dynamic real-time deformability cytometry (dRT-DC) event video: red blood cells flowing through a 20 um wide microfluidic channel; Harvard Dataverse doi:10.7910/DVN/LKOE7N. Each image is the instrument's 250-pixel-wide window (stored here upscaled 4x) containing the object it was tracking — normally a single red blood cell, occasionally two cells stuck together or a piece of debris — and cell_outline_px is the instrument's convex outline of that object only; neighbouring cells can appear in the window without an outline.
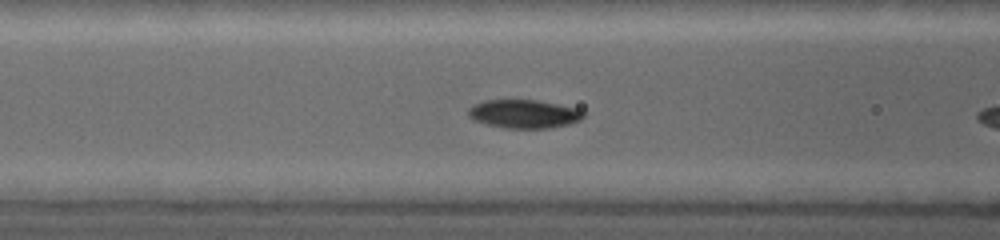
{"species": "common noctule bat (a hibernating species)", "species_latin": "Nyctalus noctula", "temperature_condition": "warm", "stored_images_in_passage": 34, "camera_frame_rate_fps": 5000, "um_per_image_px": 0.085, "animal": {"sex": "female", "body_mass_g": 19.0, "forearm_length_mm": 53.3}, "frame": {"image": 1, "passage_image": 9, "time_ms": 2.4, "image_size_px": [1000, 240], "cell_outline_px": [[584, 116], [580, 120], [568, 124], [548, 128], [508, 128], [488, 124], [476, 120], [468, 116], [468, 108], [472, 104], [484, 100], [536, 100], [576, 108], [584, 112]], "centroid_in_image_um": [44.51, 9.67], "position_along_channel_um": 122.1, "area_um2": 18.9}}
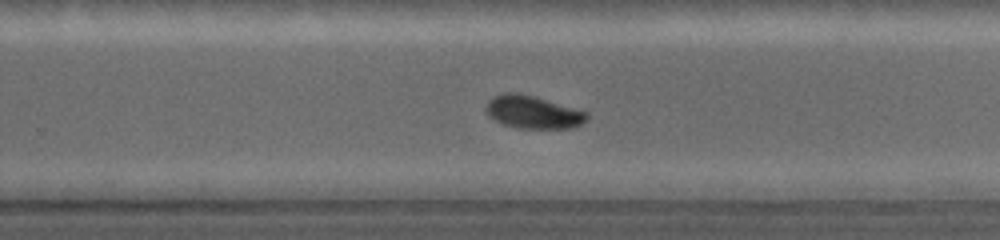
{"frame": {"image": 2, "passage_image": 18, "time_ms": 6.0, "image_size_px": [1000, 240], "cell_outline_px": [[588, 116], [580, 124], [572, 128], [520, 128], [504, 124], [488, 116], [484, 108], [488, 100], [504, 92], [516, 92], [536, 96], [588, 112]], "centroid_in_image_um": [45.28, 9.51], "position_along_channel_um": 284.5, "area_um2": 19.25}}
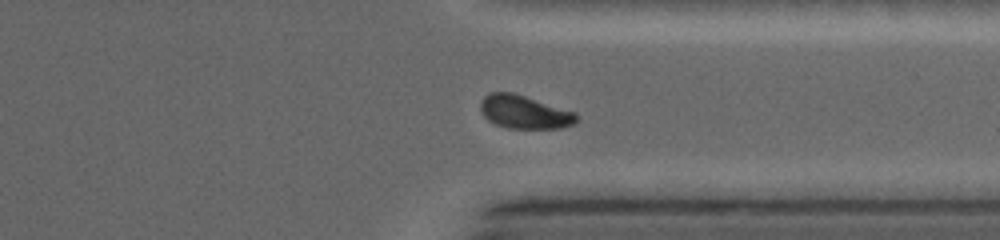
{"frame": {"image": 3, "passage_image": 23, "time_ms": 7.8, "image_size_px": [1000, 240], "cell_outline_px": [[576, 120], [572, 124], [560, 128], [508, 128], [496, 124], [488, 120], [484, 116], [480, 108], [480, 100], [488, 92], [512, 92], [576, 112]], "centroid_in_image_um": [44.53, 9.51], "position_along_channel_um": 366.9, "area_um2": 18.5}}